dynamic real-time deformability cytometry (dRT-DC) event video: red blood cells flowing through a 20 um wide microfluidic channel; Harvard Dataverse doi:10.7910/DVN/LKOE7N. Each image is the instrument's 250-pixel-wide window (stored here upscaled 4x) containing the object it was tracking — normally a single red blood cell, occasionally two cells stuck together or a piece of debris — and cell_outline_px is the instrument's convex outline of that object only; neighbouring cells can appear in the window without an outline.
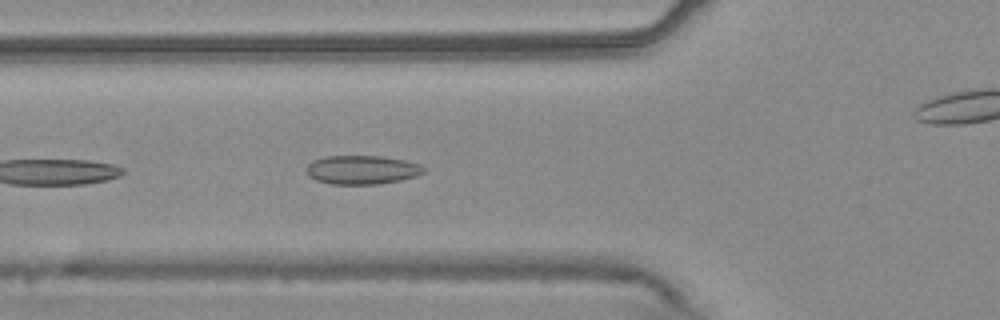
{"species": "common noctule bat (a hibernating species)", "species_latin": "Nyctalus noctula", "temperature_condition": "warm", "stored_images_in_passage": 10, "camera_frame_rate_fps": 3000, "um_per_image_px": 0.085, "animal": {"sex": "male", "body_mass_g": 20.4}, "frame": {"image": 1, "passage_image": 5, "time_ms": 1.333, "image_size_px": [1000, 320], "cell_outline_px": [[424, 172], [416, 176], [400, 180], [376, 184], [332, 184], [316, 180], [308, 176], [304, 168], [312, 160], [324, 156], [380, 156], [404, 160], [420, 164], [424, 168]], "centroid_in_image_um": [30.71, 14.43], "position_along_channel_um": 95.1, "area_um2": 19.77}}